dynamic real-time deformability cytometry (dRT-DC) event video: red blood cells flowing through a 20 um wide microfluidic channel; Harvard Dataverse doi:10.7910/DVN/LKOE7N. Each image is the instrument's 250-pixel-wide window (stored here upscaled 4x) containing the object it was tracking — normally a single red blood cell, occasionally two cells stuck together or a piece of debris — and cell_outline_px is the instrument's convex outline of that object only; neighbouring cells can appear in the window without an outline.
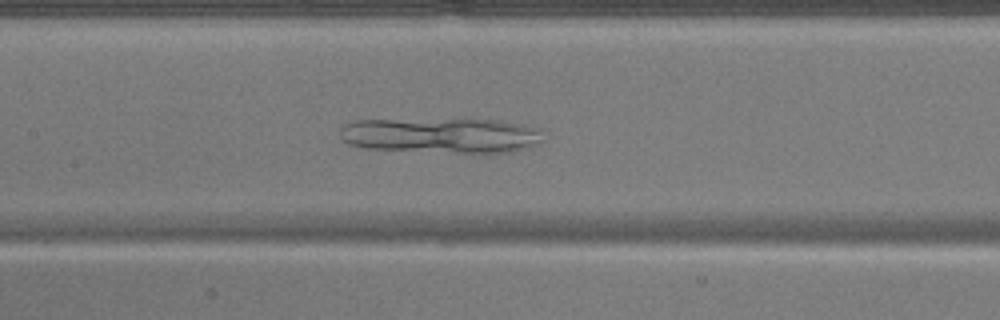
{"species": "common noctule bat (a hibernating species)", "species_latin": "Nyctalus noctula", "temperature_condition": "warm", "stored_images_in_passage": 51, "camera_frame_rate_fps": 3000, "um_per_image_px": 0.085, "animal": {"sex": "male", "body_mass_g": 17.9}, "frame": {"image": 1, "passage_image": 25, "time_ms": 8.0, "image_size_px": [1000, 320], "cell_outline_px": [[544, 140], [528, 148], [512, 152], [460, 152], [364, 148], [348, 144], [340, 136], [340, 128], [344, 124], [352, 120], [464, 116], [500, 120], [524, 124], [540, 128]], "centroid_in_image_um": [37.53, 11.43], "position_along_channel_um": 169.9, "area_um2": 43.64}}
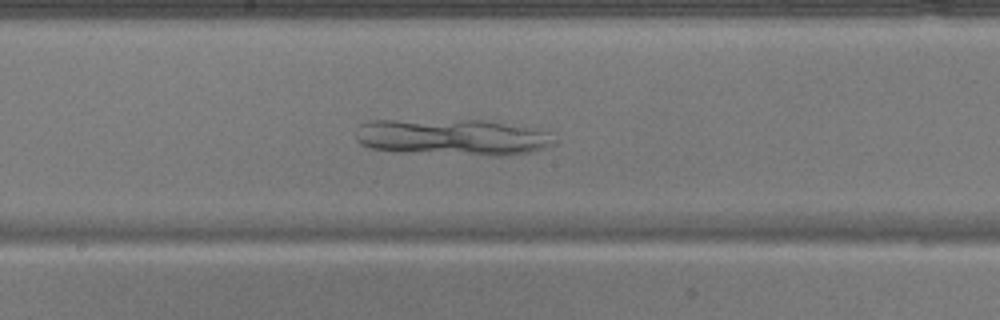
{"frame": {"image": 2, "passage_image": 28, "time_ms": 9.0, "image_size_px": [1000, 320], "cell_outline_px": [[556, 144], [544, 148], [528, 152], [508, 156], [496, 156], [396, 152], [368, 148], [360, 144], [356, 140], [356, 128], [360, 124], [368, 120], [484, 120], [548, 132], [556, 140]], "centroid_in_image_um": [38.38, 11.67], "position_along_channel_um": 209.8, "area_um2": 42.54}}